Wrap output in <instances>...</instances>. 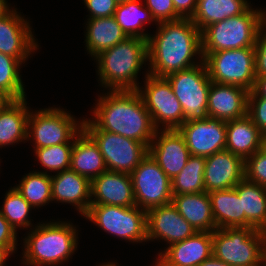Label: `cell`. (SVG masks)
<instances>
[{
	"instance_id": "cell-1",
	"label": "cell",
	"mask_w": 266,
	"mask_h": 266,
	"mask_svg": "<svg viewBox=\"0 0 266 266\" xmlns=\"http://www.w3.org/2000/svg\"><path fill=\"white\" fill-rule=\"evenodd\" d=\"M95 105L94 117L83 121L84 130H103L150 145L156 129L137 90H110L98 96Z\"/></svg>"
},
{
	"instance_id": "cell-2",
	"label": "cell",
	"mask_w": 266,
	"mask_h": 266,
	"mask_svg": "<svg viewBox=\"0 0 266 266\" xmlns=\"http://www.w3.org/2000/svg\"><path fill=\"white\" fill-rule=\"evenodd\" d=\"M156 34L149 35L148 73L167 77L172 73L190 69L202 63L201 31L191 18L157 23ZM198 55L200 62H195ZM194 59V60H193Z\"/></svg>"
},
{
	"instance_id": "cell-3",
	"label": "cell",
	"mask_w": 266,
	"mask_h": 266,
	"mask_svg": "<svg viewBox=\"0 0 266 266\" xmlns=\"http://www.w3.org/2000/svg\"><path fill=\"white\" fill-rule=\"evenodd\" d=\"M102 87L108 90H137V75L148 61L146 39L126 37L95 57Z\"/></svg>"
},
{
	"instance_id": "cell-4",
	"label": "cell",
	"mask_w": 266,
	"mask_h": 266,
	"mask_svg": "<svg viewBox=\"0 0 266 266\" xmlns=\"http://www.w3.org/2000/svg\"><path fill=\"white\" fill-rule=\"evenodd\" d=\"M76 228L65 221L38 223L23 239L22 264L57 266L67 262L78 247Z\"/></svg>"
},
{
	"instance_id": "cell-5",
	"label": "cell",
	"mask_w": 266,
	"mask_h": 266,
	"mask_svg": "<svg viewBox=\"0 0 266 266\" xmlns=\"http://www.w3.org/2000/svg\"><path fill=\"white\" fill-rule=\"evenodd\" d=\"M262 9L251 6L242 14L210 24L201 31V51L254 47L262 26Z\"/></svg>"
},
{
	"instance_id": "cell-6",
	"label": "cell",
	"mask_w": 266,
	"mask_h": 266,
	"mask_svg": "<svg viewBox=\"0 0 266 266\" xmlns=\"http://www.w3.org/2000/svg\"><path fill=\"white\" fill-rule=\"evenodd\" d=\"M213 255L230 266H262L266 245L261 230L227 227L212 232Z\"/></svg>"
},
{
	"instance_id": "cell-7",
	"label": "cell",
	"mask_w": 266,
	"mask_h": 266,
	"mask_svg": "<svg viewBox=\"0 0 266 266\" xmlns=\"http://www.w3.org/2000/svg\"><path fill=\"white\" fill-rule=\"evenodd\" d=\"M202 56L211 82L253 90L256 81L254 47L202 52Z\"/></svg>"
},
{
	"instance_id": "cell-8",
	"label": "cell",
	"mask_w": 266,
	"mask_h": 266,
	"mask_svg": "<svg viewBox=\"0 0 266 266\" xmlns=\"http://www.w3.org/2000/svg\"><path fill=\"white\" fill-rule=\"evenodd\" d=\"M83 120L77 121L68 111L60 107L30 111L27 141L32 140L34 149L63 143H74L83 130Z\"/></svg>"
},
{
	"instance_id": "cell-9",
	"label": "cell",
	"mask_w": 266,
	"mask_h": 266,
	"mask_svg": "<svg viewBox=\"0 0 266 266\" xmlns=\"http://www.w3.org/2000/svg\"><path fill=\"white\" fill-rule=\"evenodd\" d=\"M84 218L123 240L132 243L147 241V211L138 206L90 205Z\"/></svg>"
},
{
	"instance_id": "cell-10",
	"label": "cell",
	"mask_w": 266,
	"mask_h": 266,
	"mask_svg": "<svg viewBox=\"0 0 266 266\" xmlns=\"http://www.w3.org/2000/svg\"><path fill=\"white\" fill-rule=\"evenodd\" d=\"M144 84L145 88L139 86L137 91L150 113L155 129L177 130L184 123V113L168 79L153 76L147 71Z\"/></svg>"
},
{
	"instance_id": "cell-11",
	"label": "cell",
	"mask_w": 266,
	"mask_h": 266,
	"mask_svg": "<svg viewBox=\"0 0 266 266\" xmlns=\"http://www.w3.org/2000/svg\"><path fill=\"white\" fill-rule=\"evenodd\" d=\"M166 78L182 105L184 122L207 117L211 80L204 61L190 69L172 73Z\"/></svg>"
},
{
	"instance_id": "cell-12",
	"label": "cell",
	"mask_w": 266,
	"mask_h": 266,
	"mask_svg": "<svg viewBox=\"0 0 266 266\" xmlns=\"http://www.w3.org/2000/svg\"><path fill=\"white\" fill-rule=\"evenodd\" d=\"M130 175L136 206L148 211L172 203L171 179L149 154Z\"/></svg>"
},
{
	"instance_id": "cell-13",
	"label": "cell",
	"mask_w": 266,
	"mask_h": 266,
	"mask_svg": "<svg viewBox=\"0 0 266 266\" xmlns=\"http://www.w3.org/2000/svg\"><path fill=\"white\" fill-rule=\"evenodd\" d=\"M85 131L99 146L107 171L131 174L148 154L144 143L103 130Z\"/></svg>"
},
{
	"instance_id": "cell-14",
	"label": "cell",
	"mask_w": 266,
	"mask_h": 266,
	"mask_svg": "<svg viewBox=\"0 0 266 266\" xmlns=\"http://www.w3.org/2000/svg\"><path fill=\"white\" fill-rule=\"evenodd\" d=\"M190 155L209 157L226 149V122L204 117L185 121L178 129Z\"/></svg>"
},
{
	"instance_id": "cell-15",
	"label": "cell",
	"mask_w": 266,
	"mask_h": 266,
	"mask_svg": "<svg viewBox=\"0 0 266 266\" xmlns=\"http://www.w3.org/2000/svg\"><path fill=\"white\" fill-rule=\"evenodd\" d=\"M29 20H25L17 9L0 18V52L25 63L31 53L39 49L33 37Z\"/></svg>"
},
{
	"instance_id": "cell-16",
	"label": "cell",
	"mask_w": 266,
	"mask_h": 266,
	"mask_svg": "<svg viewBox=\"0 0 266 266\" xmlns=\"http://www.w3.org/2000/svg\"><path fill=\"white\" fill-rule=\"evenodd\" d=\"M148 154L171 180L186 166L190 157L185 139L178 130H156Z\"/></svg>"
},
{
	"instance_id": "cell-17",
	"label": "cell",
	"mask_w": 266,
	"mask_h": 266,
	"mask_svg": "<svg viewBox=\"0 0 266 266\" xmlns=\"http://www.w3.org/2000/svg\"><path fill=\"white\" fill-rule=\"evenodd\" d=\"M195 232L172 203L147 211V241L164 240L171 245L189 238Z\"/></svg>"
},
{
	"instance_id": "cell-18",
	"label": "cell",
	"mask_w": 266,
	"mask_h": 266,
	"mask_svg": "<svg viewBox=\"0 0 266 266\" xmlns=\"http://www.w3.org/2000/svg\"><path fill=\"white\" fill-rule=\"evenodd\" d=\"M205 192L234 188L245 178V161L228 150L205 158Z\"/></svg>"
},
{
	"instance_id": "cell-19",
	"label": "cell",
	"mask_w": 266,
	"mask_h": 266,
	"mask_svg": "<svg viewBox=\"0 0 266 266\" xmlns=\"http://www.w3.org/2000/svg\"><path fill=\"white\" fill-rule=\"evenodd\" d=\"M91 205L136 206L131 175L106 171L92 179Z\"/></svg>"
},
{
	"instance_id": "cell-20",
	"label": "cell",
	"mask_w": 266,
	"mask_h": 266,
	"mask_svg": "<svg viewBox=\"0 0 266 266\" xmlns=\"http://www.w3.org/2000/svg\"><path fill=\"white\" fill-rule=\"evenodd\" d=\"M248 94L249 91L236 85L211 82L207 116L225 122L246 116Z\"/></svg>"
},
{
	"instance_id": "cell-21",
	"label": "cell",
	"mask_w": 266,
	"mask_h": 266,
	"mask_svg": "<svg viewBox=\"0 0 266 266\" xmlns=\"http://www.w3.org/2000/svg\"><path fill=\"white\" fill-rule=\"evenodd\" d=\"M213 254L212 232L197 231L189 238L168 245L158 258L165 266H199Z\"/></svg>"
},
{
	"instance_id": "cell-22",
	"label": "cell",
	"mask_w": 266,
	"mask_h": 266,
	"mask_svg": "<svg viewBox=\"0 0 266 266\" xmlns=\"http://www.w3.org/2000/svg\"><path fill=\"white\" fill-rule=\"evenodd\" d=\"M52 199L69 203L84 216L91 205V180L68 169L51 175Z\"/></svg>"
},
{
	"instance_id": "cell-23",
	"label": "cell",
	"mask_w": 266,
	"mask_h": 266,
	"mask_svg": "<svg viewBox=\"0 0 266 266\" xmlns=\"http://www.w3.org/2000/svg\"><path fill=\"white\" fill-rule=\"evenodd\" d=\"M70 169L90 180L107 171L99 146L84 129L74 139Z\"/></svg>"
},
{
	"instance_id": "cell-24",
	"label": "cell",
	"mask_w": 266,
	"mask_h": 266,
	"mask_svg": "<svg viewBox=\"0 0 266 266\" xmlns=\"http://www.w3.org/2000/svg\"><path fill=\"white\" fill-rule=\"evenodd\" d=\"M172 204L195 231L213 232L216 229L207 192L173 195Z\"/></svg>"
},
{
	"instance_id": "cell-25",
	"label": "cell",
	"mask_w": 266,
	"mask_h": 266,
	"mask_svg": "<svg viewBox=\"0 0 266 266\" xmlns=\"http://www.w3.org/2000/svg\"><path fill=\"white\" fill-rule=\"evenodd\" d=\"M226 150L244 161L260 150L262 133L248 116L226 122Z\"/></svg>"
},
{
	"instance_id": "cell-26",
	"label": "cell",
	"mask_w": 266,
	"mask_h": 266,
	"mask_svg": "<svg viewBox=\"0 0 266 266\" xmlns=\"http://www.w3.org/2000/svg\"><path fill=\"white\" fill-rule=\"evenodd\" d=\"M30 110L26 97L0 109V148L27 140Z\"/></svg>"
},
{
	"instance_id": "cell-27",
	"label": "cell",
	"mask_w": 266,
	"mask_h": 266,
	"mask_svg": "<svg viewBox=\"0 0 266 266\" xmlns=\"http://www.w3.org/2000/svg\"><path fill=\"white\" fill-rule=\"evenodd\" d=\"M87 20L85 47L92 58L104 50L112 48L127 37L114 16Z\"/></svg>"
},
{
	"instance_id": "cell-28",
	"label": "cell",
	"mask_w": 266,
	"mask_h": 266,
	"mask_svg": "<svg viewBox=\"0 0 266 266\" xmlns=\"http://www.w3.org/2000/svg\"><path fill=\"white\" fill-rule=\"evenodd\" d=\"M216 229L245 227V213L235 188L208 193Z\"/></svg>"
},
{
	"instance_id": "cell-29",
	"label": "cell",
	"mask_w": 266,
	"mask_h": 266,
	"mask_svg": "<svg viewBox=\"0 0 266 266\" xmlns=\"http://www.w3.org/2000/svg\"><path fill=\"white\" fill-rule=\"evenodd\" d=\"M234 188L245 213V227L262 230L266 225V187L244 178Z\"/></svg>"
},
{
	"instance_id": "cell-30",
	"label": "cell",
	"mask_w": 266,
	"mask_h": 266,
	"mask_svg": "<svg viewBox=\"0 0 266 266\" xmlns=\"http://www.w3.org/2000/svg\"><path fill=\"white\" fill-rule=\"evenodd\" d=\"M249 7L247 0H197L191 20L202 31L210 24L244 13Z\"/></svg>"
},
{
	"instance_id": "cell-31",
	"label": "cell",
	"mask_w": 266,
	"mask_h": 266,
	"mask_svg": "<svg viewBox=\"0 0 266 266\" xmlns=\"http://www.w3.org/2000/svg\"><path fill=\"white\" fill-rule=\"evenodd\" d=\"M141 0H127L118 3L114 17L127 37H138L148 40L149 33L144 32L145 23L155 22L151 12L141 4Z\"/></svg>"
},
{
	"instance_id": "cell-32",
	"label": "cell",
	"mask_w": 266,
	"mask_h": 266,
	"mask_svg": "<svg viewBox=\"0 0 266 266\" xmlns=\"http://www.w3.org/2000/svg\"><path fill=\"white\" fill-rule=\"evenodd\" d=\"M14 187L33 208H39L53 201L51 175L44 171L27 173L19 185Z\"/></svg>"
},
{
	"instance_id": "cell-33",
	"label": "cell",
	"mask_w": 266,
	"mask_h": 266,
	"mask_svg": "<svg viewBox=\"0 0 266 266\" xmlns=\"http://www.w3.org/2000/svg\"><path fill=\"white\" fill-rule=\"evenodd\" d=\"M205 157L190 155L186 166L171 180L172 195L205 192Z\"/></svg>"
},
{
	"instance_id": "cell-34",
	"label": "cell",
	"mask_w": 266,
	"mask_h": 266,
	"mask_svg": "<svg viewBox=\"0 0 266 266\" xmlns=\"http://www.w3.org/2000/svg\"><path fill=\"white\" fill-rule=\"evenodd\" d=\"M3 202L0 213L16 232L18 227L21 229H32L30 227L33 225L28 215L33 207L23 198L15 187L10 188V190L6 192Z\"/></svg>"
},
{
	"instance_id": "cell-35",
	"label": "cell",
	"mask_w": 266,
	"mask_h": 266,
	"mask_svg": "<svg viewBox=\"0 0 266 266\" xmlns=\"http://www.w3.org/2000/svg\"><path fill=\"white\" fill-rule=\"evenodd\" d=\"M21 65L18 59L0 52V89L13 100L26 97L25 86L20 75Z\"/></svg>"
},
{
	"instance_id": "cell-36",
	"label": "cell",
	"mask_w": 266,
	"mask_h": 266,
	"mask_svg": "<svg viewBox=\"0 0 266 266\" xmlns=\"http://www.w3.org/2000/svg\"><path fill=\"white\" fill-rule=\"evenodd\" d=\"M73 144L63 143L33 150L38 161L47 169L45 173L48 170L58 173L70 169Z\"/></svg>"
},
{
	"instance_id": "cell-37",
	"label": "cell",
	"mask_w": 266,
	"mask_h": 266,
	"mask_svg": "<svg viewBox=\"0 0 266 266\" xmlns=\"http://www.w3.org/2000/svg\"><path fill=\"white\" fill-rule=\"evenodd\" d=\"M245 179L266 187V154L258 150L245 160Z\"/></svg>"
},
{
	"instance_id": "cell-38",
	"label": "cell",
	"mask_w": 266,
	"mask_h": 266,
	"mask_svg": "<svg viewBox=\"0 0 266 266\" xmlns=\"http://www.w3.org/2000/svg\"><path fill=\"white\" fill-rule=\"evenodd\" d=\"M144 5L151 12L155 24L182 18L175 11L172 0H144Z\"/></svg>"
},
{
	"instance_id": "cell-39",
	"label": "cell",
	"mask_w": 266,
	"mask_h": 266,
	"mask_svg": "<svg viewBox=\"0 0 266 266\" xmlns=\"http://www.w3.org/2000/svg\"><path fill=\"white\" fill-rule=\"evenodd\" d=\"M247 115L262 134L266 133V98L259 97L253 90L248 94Z\"/></svg>"
},
{
	"instance_id": "cell-40",
	"label": "cell",
	"mask_w": 266,
	"mask_h": 266,
	"mask_svg": "<svg viewBox=\"0 0 266 266\" xmlns=\"http://www.w3.org/2000/svg\"><path fill=\"white\" fill-rule=\"evenodd\" d=\"M255 77H266V27L262 24L254 45Z\"/></svg>"
},
{
	"instance_id": "cell-41",
	"label": "cell",
	"mask_w": 266,
	"mask_h": 266,
	"mask_svg": "<svg viewBox=\"0 0 266 266\" xmlns=\"http://www.w3.org/2000/svg\"><path fill=\"white\" fill-rule=\"evenodd\" d=\"M88 9L89 18L112 17L118 6L117 0H84Z\"/></svg>"
},
{
	"instance_id": "cell-42",
	"label": "cell",
	"mask_w": 266,
	"mask_h": 266,
	"mask_svg": "<svg viewBox=\"0 0 266 266\" xmlns=\"http://www.w3.org/2000/svg\"><path fill=\"white\" fill-rule=\"evenodd\" d=\"M17 241V232L0 213V246L9 247L15 253Z\"/></svg>"
},
{
	"instance_id": "cell-43",
	"label": "cell",
	"mask_w": 266,
	"mask_h": 266,
	"mask_svg": "<svg viewBox=\"0 0 266 266\" xmlns=\"http://www.w3.org/2000/svg\"><path fill=\"white\" fill-rule=\"evenodd\" d=\"M175 11L182 18H192L194 15L197 0H172Z\"/></svg>"
},
{
	"instance_id": "cell-44",
	"label": "cell",
	"mask_w": 266,
	"mask_h": 266,
	"mask_svg": "<svg viewBox=\"0 0 266 266\" xmlns=\"http://www.w3.org/2000/svg\"><path fill=\"white\" fill-rule=\"evenodd\" d=\"M253 91L259 96L266 98V77H258L255 81Z\"/></svg>"
},
{
	"instance_id": "cell-45",
	"label": "cell",
	"mask_w": 266,
	"mask_h": 266,
	"mask_svg": "<svg viewBox=\"0 0 266 266\" xmlns=\"http://www.w3.org/2000/svg\"><path fill=\"white\" fill-rule=\"evenodd\" d=\"M199 266H230V265L218 259L212 254L209 258L204 260Z\"/></svg>"
},
{
	"instance_id": "cell-46",
	"label": "cell",
	"mask_w": 266,
	"mask_h": 266,
	"mask_svg": "<svg viewBox=\"0 0 266 266\" xmlns=\"http://www.w3.org/2000/svg\"><path fill=\"white\" fill-rule=\"evenodd\" d=\"M13 253L14 252L9 247L0 246V266H5L6 260Z\"/></svg>"
},
{
	"instance_id": "cell-47",
	"label": "cell",
	"mask_w": 266,
	"mask_h": 266,
	"mask_svg": "<svg viewBox=\"0 0 266 266\" xmlns=\"http://www.w3.org/2000/svg\"><path fill=\"white\" fill-rule=\"evenodd\" d=\"M13 99L2 89H0V109L6 107Z\"/></svg>"
},
{
	"instance_id": "cell-48",
	"label": "cell",
	"mask_w": 266,
	"mask_h": 266,
	"mask_svg": "<svg viewBox=\"0 0 266 266\" xmlns=\"http://www.w3.org/2000/svg\"><path fill=\"white\" fill-rule=\"evenodd\" d=\"M7 2L6 0H0V18L4 17L12 10V7H10Z\"/></svg>"
},
{
	"instance_id": "cell-49",
	"label": "cell",
	"mask_w": 266,
	"mask_h": 266,
	"mask_svg": "<svg viewBox=\"0 0 266 266\" xmlns=\"http://www.w3.org/2000/svg\"><path fill=\"white\" fill-rule=\"evenodd\" d=\"M260 151L266 154V133L262 134Z\"/></svg>"
},
{
	"instance_id": "cell-50",
	"label": "cell",
	"mask_w": 266,
	"mask_h": 266,
	"mask_svg": "<svg viewBox=\"0 0 266 266\" xmlns=\"http://www.w3.org/2000/svg\"><path fill=\"white\" fill-rule=\"evenodd\" d=\"M98 266H118L117 263L115 262H107V263H102V264H98Z\"/></svg>"
},
{
	"instance_id": "cell-51",
	"label": "cell",
	"mask_w": 266,
	"mask_h": 266,
	"mask_svg": "<svg viewBox=\"0 0 266 266\" xmlns=\"http://www.w3.org/2000/svg\"><path fill=\"white\" fill-rule=\"evenodd\" d=\"M262 24L266 27V12H265V10L262 13Z\"/></svg>"
},
{
	"instance_id": "cell-52",
	"label": "cell",
	"mask_w": 266,
	"mask_h": 266,
	"mask_svg": "<svg viewBox=\"0 0 266 266\" xmlns=\"http://www.w3.org/2000/svg\"><path fill=\"white\" fill-rule=\"evenodd\" d=\"M154 266H165L164 263L157 257L155 265Z\"/></svg>"
},
{
	"instance_id": "cell-53",
	"label": "cell",
	"mask_w": 266,
	"mask_h": 266,
	"mask_svg": "<svg viewBox=\"0 0 266 266\" xmlns=\"http://www.w3.org/2000/svg\"><path fill=\"white\" fill-rule=\"evenodd\" d=\"M264 236V240H265V245H266V225L265 227L261 230Z\"/></svg>"
},
{
	"instance_id": "cell-54",
	"label": "cell",
	"mask_w": 266,
	"mask_h": 266,
	"mask_svg": "<svg viewBox=\"0 0 266 266\" xmlns=\"http://www.w3.org/2000/svg\"><path fill=\"white\" fill-rule=\"evenodd\" d=\"M119 3H121V2H125V1H127V0H117Z\"/></svg>"
}]
</instances>
